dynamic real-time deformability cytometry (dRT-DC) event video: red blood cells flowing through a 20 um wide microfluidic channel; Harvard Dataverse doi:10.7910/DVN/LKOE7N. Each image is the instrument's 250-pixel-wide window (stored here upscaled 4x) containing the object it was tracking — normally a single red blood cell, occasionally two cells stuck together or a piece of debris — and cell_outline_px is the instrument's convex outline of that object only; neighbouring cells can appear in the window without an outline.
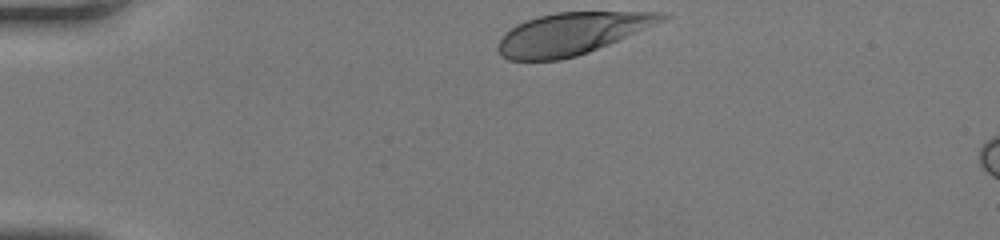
{"species": "human", "species_latin": "Homo sapiens", "temperature_condition": "room temperature", "stored_images_in_passage": 6, "camera_frame_rate_fps": 3000, "um_per_image_px": 0.085, "donor": {"sex": "female"}, "frame": {"image": 1, "passage_image": 1, "time_ms": 0.0, "image_size_px": [1000, 240], "cell_outline_px": [[672, 16], [664, 20], [608, 44], [588, 52], [576, 56], [560, 60], [508, 60], [496, 48], [500, 40], [516, 24], [540, 16], [556, 12], [664, 12]], "centroid_in_image_um": [48.6, 2.86], "position_along_channel_um": 36.4, "area_um2": 39.3}}